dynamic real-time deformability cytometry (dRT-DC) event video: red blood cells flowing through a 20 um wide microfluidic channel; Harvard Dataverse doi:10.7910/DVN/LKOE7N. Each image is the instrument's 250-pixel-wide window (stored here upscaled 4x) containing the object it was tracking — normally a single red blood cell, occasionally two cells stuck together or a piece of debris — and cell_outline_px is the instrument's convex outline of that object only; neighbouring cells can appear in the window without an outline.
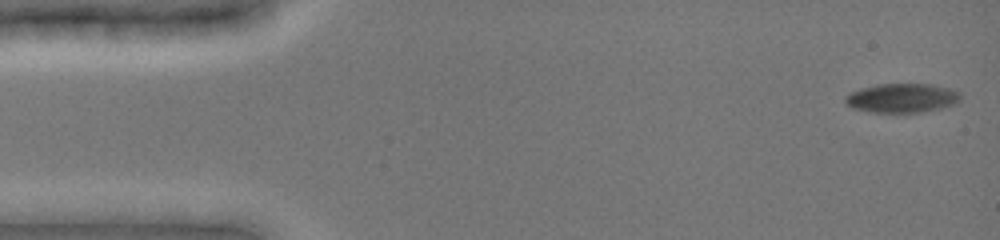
{"species": "common noctule bat (a hibernating species)", "species_latin": "Nyctalus noctula", "temperature_condition": "cold", "stored_images_in_passage": 23, "camera_frame_rate_fps": 3000, "um_per_image_px": 0.085, "animal": {"sex": "female", "body_mass_g": 19.0, "forearm_length_mm": 51.5}, "frame": {"image": 1, "passage_image": 1, "time_ms": 0.0, "image_size_px": [1000, 240], "cell_outline_px": [[960, 100], [956, 104], [940, 108], [920, 112], [868, 112], [852, 108], [844, 104], [844, 96], [848, 92], [876, 84], [932, 84], [948, 88], [960, 92]], "centroid_in_image_um": [76.61, 8.33], "position_along_channel_um": 8.4, "area_um2": 19.77}}
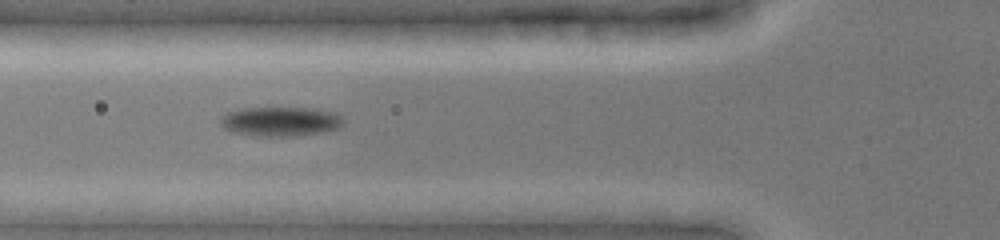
{"frame": {"image": 2, "passage_image": 13, "time_ms": 5.333, "image_size_px": [1000, 240], "cell_outline_px": [[344, 124], [336, 128], [320, 132], [292, 136], [256, 136], [232, 132], [224, 128], [220, 124], [220, 120], [228, 112], [244, 108], [312, 108], [332, 112], [340, 116], [344, 120]], "centroid_in_image_um": [23.82, 10.32], "position_along_channel_um": 102.0, "area_um2": 20.81}}
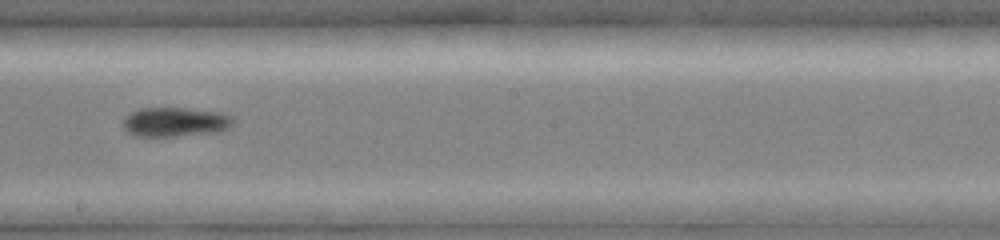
{"frame": {"image": 3, "passage_image": 21, "time_ms": 8.667, "image_size_px": [1000, 240], "cell_outline_px": [[236, 120], [228, 128], [220, 132], [172, 136], [132, 136], [120, 124], [120, 120], [124, 116], [140, 108], [188, 108], [220, 112], [232, 116]], "centroid_in_image_um": [14.86, 10.36], "position_along_channel_um": 233.3, "area_um2": 19.19}}